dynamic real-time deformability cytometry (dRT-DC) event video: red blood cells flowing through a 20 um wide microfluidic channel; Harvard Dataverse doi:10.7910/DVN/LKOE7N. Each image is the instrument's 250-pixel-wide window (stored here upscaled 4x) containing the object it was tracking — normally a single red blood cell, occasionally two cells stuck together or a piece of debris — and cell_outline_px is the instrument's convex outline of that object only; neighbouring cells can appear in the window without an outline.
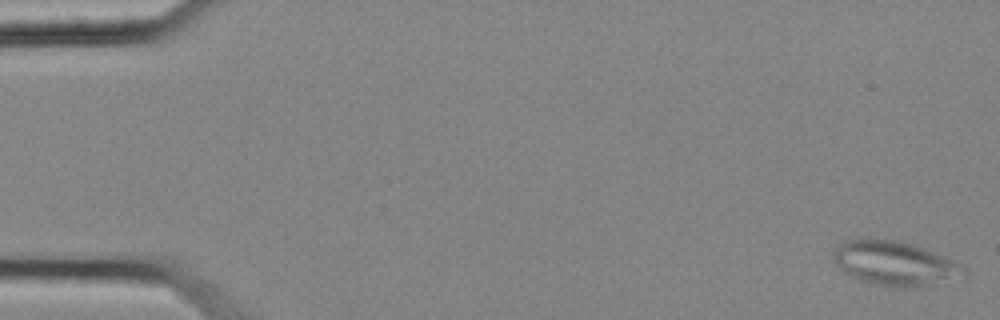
{"species": "common noctule bat (a hibernating species)", "species_latin": "Nyctalus noctula", "temperature_condition": "cold", "stored_images_in_passage": 55, "camera_frame_rate_fps": 3000, "um_per_image_px": 0.085, "animal": {"sex": "female", "body_mass_g": 25.1}, "frame": {"image": 1, "passage_image": 1, "time_ms": 0.0, "image_size_px": [1000, 320], "cell_outline_px": [[968, 276], [912, 288], [908, 288], [868, 284], [844, 272], [836, 264], [832, 256], [832, 252], [844, 240], [900, 240], [912, 244], [932, 252], [968, 268]], "centroid_in_image_um": [76.06, 22.41], "position_along_channel_um": 8.9, "area_um2": 33.41}, "authors_computed_cell_mechanics": {"area_um2": 28.9578, "velocity_mm_per_s": 3.629, "shape_relaxation_time_tau1_ms": null, "shape_relaxation_time_tau2_ms": 3.0302, "deformation_change_tau1": null, "deformation_change_tau2": 0.0908}}